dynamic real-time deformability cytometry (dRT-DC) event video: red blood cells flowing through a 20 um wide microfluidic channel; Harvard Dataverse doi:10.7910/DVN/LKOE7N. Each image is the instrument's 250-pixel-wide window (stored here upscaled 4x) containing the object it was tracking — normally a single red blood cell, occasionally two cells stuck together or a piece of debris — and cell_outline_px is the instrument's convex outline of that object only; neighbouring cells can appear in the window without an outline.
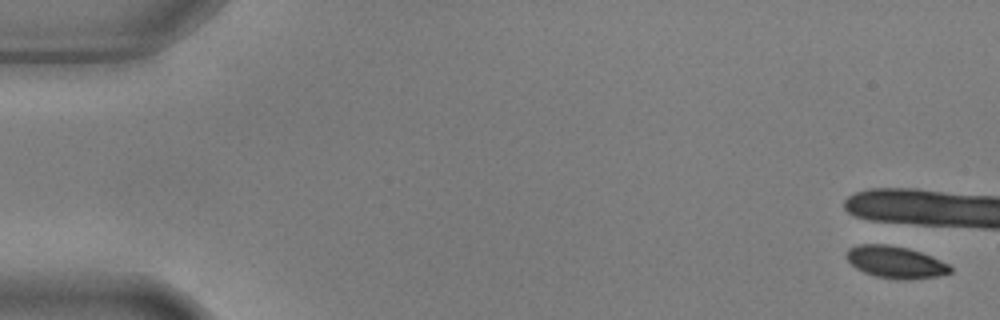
{"species": "common noctule bat (a hibernating species)", "species_latin": "Nyctalus noctula", "temperature_condition": "warm", "stored_images_in_passage": 1, "camera_frame_rate_fps": 3000, "um_per_image_px": 0.085, "animal": {"sex": "male", "body_mass_g": 17.9, "forearm_length_mm": 54.2}, "frame": {"image": 1, "passage_image": 1, "time_ms": 0.0, "image_size_px": [1000, 320], "cell_outline_px": [[952, 272], [936, 276], [908, 280], [896, 280], [876, 276], [864, 272], [856, 268], [848, 260], [848, 248], [860, 244], [888, 244], [908, 248], [932, 256], [948, 264], [952, 268]], "centroid_in_image_um": [76.14, 22.28], "position_along_channel_um": 8.9, "area_um2": 19.31}}